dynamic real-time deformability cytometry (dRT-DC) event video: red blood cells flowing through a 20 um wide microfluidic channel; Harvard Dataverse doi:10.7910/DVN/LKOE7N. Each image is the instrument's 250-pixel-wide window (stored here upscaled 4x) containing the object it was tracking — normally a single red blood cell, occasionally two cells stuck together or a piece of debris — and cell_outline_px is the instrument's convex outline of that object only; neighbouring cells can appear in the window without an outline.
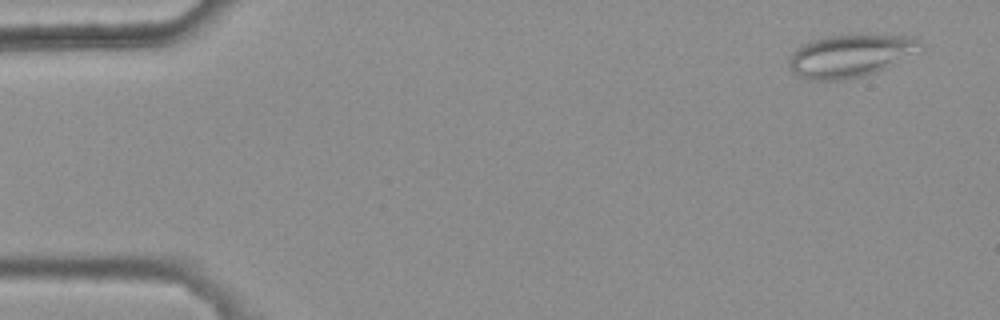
{"species": "common noctule bat (a hibernating species)", "species_latin": "Nyctalus noctula", "temperature_condition": "warm", "stored_images_in_passage": 5, "camera_frame_rate_fps": 3000, "um_per_image_px": 0.085, "animal": {"sex": "female", "body_mass_g": 25.1}, "frame": {"image": 1, "passage_image": 1, "time_ms": 0.0, "image_size_px": [1000, 320], "cell_outline_px": [[924, 48], [888, 68], [864, 76], [840, 80], [808, 80], [796, 76], [788, 68], [788, 60], [792, 52], [804, 44], [812, 40], [828, 36], [860, 32], [916, 36], [920, 40]], "centroid_in_image_um": [72.33, 4.7], "position_along_channel_um": 12.7, "area_um2": 33.93}}